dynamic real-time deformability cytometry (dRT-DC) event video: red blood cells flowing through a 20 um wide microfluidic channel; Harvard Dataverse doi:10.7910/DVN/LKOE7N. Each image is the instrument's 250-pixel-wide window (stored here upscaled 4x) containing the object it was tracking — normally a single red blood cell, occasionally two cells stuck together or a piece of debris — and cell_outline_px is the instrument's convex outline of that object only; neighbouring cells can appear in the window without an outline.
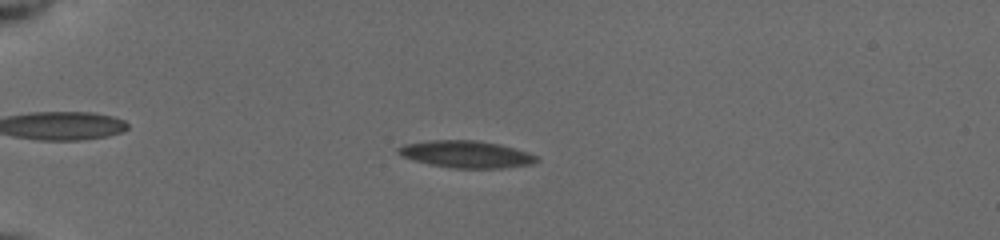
{"species": "common noctule bat (a hibernating species)", "species_latin": "Nyctalus noctula", "temperature_condition": "cold", "stored_images_in_passage": 54, "camera_frame_rate_fps": 3000, "um_per_image_px": 0.085, "animal": {"sex": "female", "body_mass_g": 19.5, "forearm_length_mm": 54.1}, "frame": {"image": 1, "passage_image": 15, "time_ms": 4.667, "image_size_px": [1000, 240], "cell_outline_px": [[540, 160], [532, 164], [500, 168], [456, 168], [428, 164], [400, 156], [396, 152], [396, 148], [404, 144], [428, 140], [476, 140], [500, 144], [528, 152], [536, 156]], "centroid_in_image_um": [39.59, 13.1], "position_along_channel_um": 45.4, "area_um2": 21.91}}
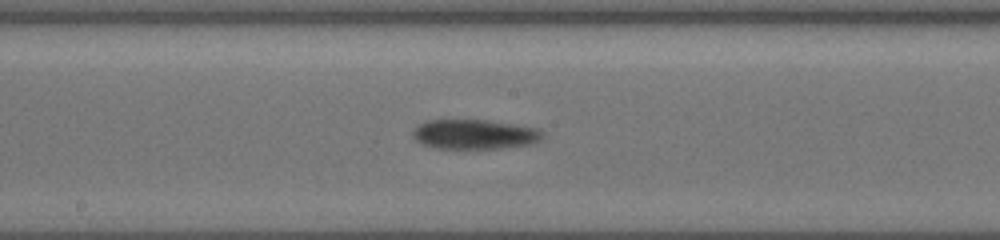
{"frame": {"image": 2, "passage_image": 31, "time_ms": 10.0, "image_size_px": [1000, 240], "cell_outline_px": [[544, 136], [540, 140], [532, 144], [504, 148], [436, 148], [420, 144], [412, 136], [412, 132], [420, 124], [428, 120], [484, 120], [536, 128], [544, 132]], "centroid_in_image_um": [40.33, 11.43], "position_along_channel_um": 207.9, "area_um2": 22.31}}
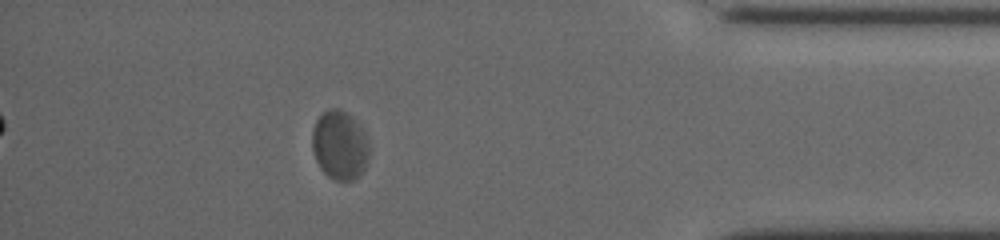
{"frame": {"image": 3, "passage_image": 49, "time_ms": 16.0, "image_size_px": [1000, 240], "cell_outline_px": [[368, 160], [364, 168], [352, 180], [336, 180], [328, 176], [320, 168], [316, 160], [312, 148], [312, 132], [316, 120], [328, 108], [336, 108], [348, 112], [364, 132], [368, 148]], "centroid_in_image_um": [28.85, 12.32], "position_along_channel_um": 406.4, "area_um2": 22.6}, "authors_computed_cell_mechanics": {"area_um2": 21.8484, "velocity_mm_per_s": 3.8255, "shape_relaxation_time_tau1_ms": 1.3603, "shape_relaxation_time_tau2_ms": 0.9757, "deformation_change_tau1": 0.0694, "deformation_change_tau2": 0.041}}